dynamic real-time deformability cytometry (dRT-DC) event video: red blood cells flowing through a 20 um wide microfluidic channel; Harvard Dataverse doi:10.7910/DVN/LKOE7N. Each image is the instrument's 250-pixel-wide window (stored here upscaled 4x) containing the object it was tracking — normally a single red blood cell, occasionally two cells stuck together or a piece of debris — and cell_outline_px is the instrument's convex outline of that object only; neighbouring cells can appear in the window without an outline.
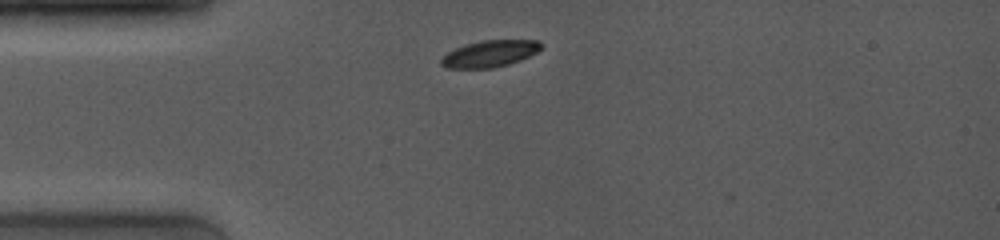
{"species": "common noctule bat (a hibernating species)", "species_latin": "Nyctalus noctula", "temperature_condition": "room temperature", "stored_images_in_passage": 5, "camera_frame_rate_fps": 4000, "um_per_image_px": 0.085, "animal": {"sex": "female", "body_mass_g": 19.0, "forearm_length_mm": 53.3}, "frame": {"image": 1, "passage_image": 2, "time_ms": 0.25, "image_size_px": [1000, 240], "cell_outline_px": [[544, 44], [536, 52], [520, 60], [508, 64], [492, 68], [448, 68], [440, 64], [440, 60], [448, 52], [464, 44], [480, 40], [536, 40]], "centroid_in_image_um": [41.62, 4.55], "position_along_channel_um": 43.4, "area_um2": 15.43}}